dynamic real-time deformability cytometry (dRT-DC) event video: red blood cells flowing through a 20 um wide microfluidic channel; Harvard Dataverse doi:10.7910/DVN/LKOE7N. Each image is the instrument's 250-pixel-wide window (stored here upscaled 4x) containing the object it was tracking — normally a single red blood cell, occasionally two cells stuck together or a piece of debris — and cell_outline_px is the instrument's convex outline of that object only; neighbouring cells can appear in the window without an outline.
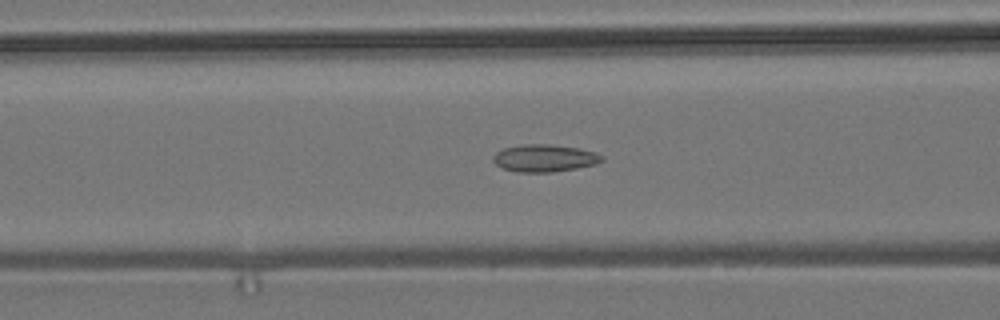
{"species": "common noctule bat (a hibernating species)", "species_latin": "Nyctalus noctula", "temperature_condition": "room temperature", "stored_images_in_passage": 45, "camera_frame_rate_fps": 3000, "um_per_image_px": 0.085, "animal": {"sex": "male", "body_mass_g": 19.2, "forearm_length_mm": 51.8}, "frame": {"image": 1, "passage_image": 13, "time_ms": 4.0, "image_size_px": [1000, 320], "cell_outline_px": [[604, 160], [596, 164], [576, 168], [552, 172], [516, 172], [504, 168], [496, 164], [492, 160], [492, 156], [496, 152], [504, 148], [520, 144], [552, 144], [580, 148], [596, 152], [604, 156]], "centroid_in_image_um": [46.3, 13.43], "position_along_channel_um": 120.3, "area_um2": 17.51}}
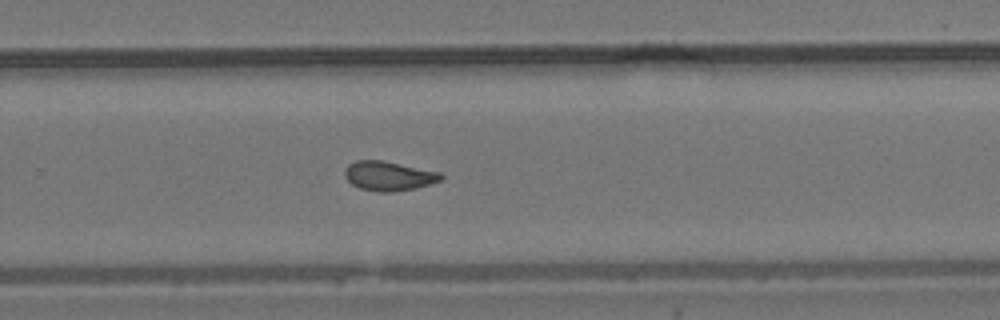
{"frame": {"image": 2, "passage_image": 27, "time_ms": 8.667, "image_size_px": [1000, 320], "cell_outline_px": [[444, 176], [440, 180], [416, 188], [392, 192], [380, 192], [360, 188], [352, 184], [344, 176], [344, 168], [348, 164], [356, 160], [384, 160], [440, 172]], "centroid_in_image_um": [33.01, 14.94], "position_along_channel_um": 296.8, "area_um2": 16.53}}
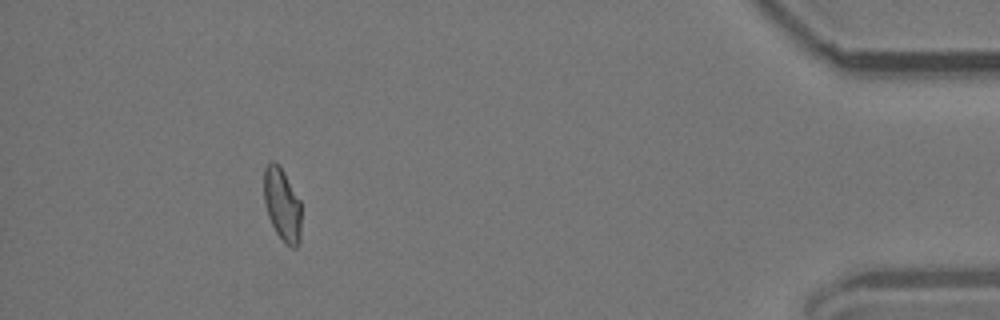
{"frame": {"image": 3, "passage_image": 41, "time_ms": 13.333, "image_size_px": [1000, 320], "cell_outline_px": [[300, 244], [296, 248], [292, 248], [284, 244], [276, 232], [268, 216], [264, 200], [264, 168], [272, 160], [284, 172], [300, 200]], "centroid_in_image_um": [23.99, 17.44], "position_along_channel_um": 411.2, "area_um2": 15.84}}